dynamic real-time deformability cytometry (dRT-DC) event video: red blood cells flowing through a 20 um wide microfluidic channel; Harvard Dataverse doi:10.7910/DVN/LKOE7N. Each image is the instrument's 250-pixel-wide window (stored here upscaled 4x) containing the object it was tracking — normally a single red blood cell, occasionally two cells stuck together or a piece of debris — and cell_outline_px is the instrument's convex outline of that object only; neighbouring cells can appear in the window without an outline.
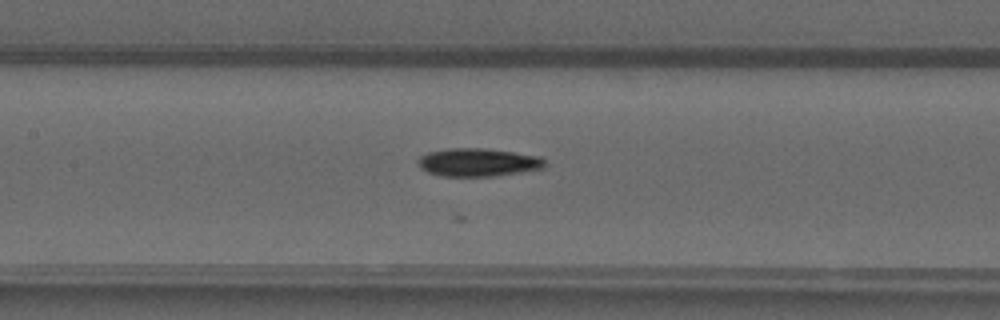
{"species": "common noctule bat (a hibernating species)", "species_latin": "Nyctalus noctula", "temperature_condition": "warm", "stored_images_in_passage": 23, "camera_frame_rate_fps": 3000, "um_per_image_px": 0.085, "animal": {"sex": "male", "forearm_length_mm": 52.5}, "frame": {"image": 1, "passage_image": 8, "time_ms": 2.333, "image_size_px": [1000, 320], "cell_outline_px": [[544, 168], [520, 172], [492, 176], [444, 176], [428, 172], [420, 168], [416, 160], [420, 156], [428, 152], [448, 148], [484, 148], [540, 156], [544, 160]], "centroid_in_image_um": [40.59, 13.79], "position_along_channel_um": 166.8, "area_um2": 20.69}}
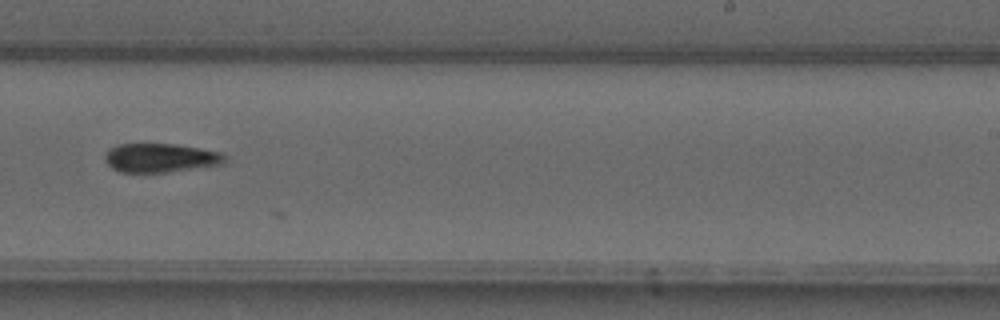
{"frame": {"image": 2, "passage_image": 16, "time_ms": 5.0, "image_size_px": [1000, 320], "cell_outline_px": [[228, 156], [224, 164], [168, 172], [120, 172], [112, 168], [104, 160], [104, 156], [108, 148], [116, 144], [176, 144], [224, 152]], "centroid_in_image_um": [13.67, 13.41], "position_along_channel_um": 275.3, "area_um2": 20.52}}
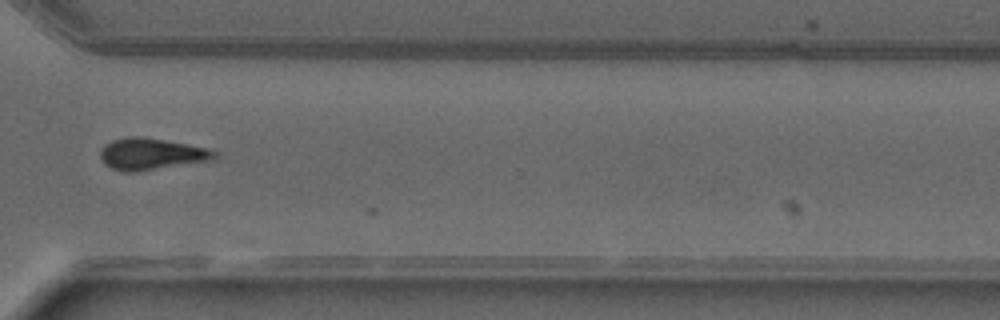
{"frame": {"image": 3, "passage_image": 22, "time_ms": 7.0, "image_size_px": [1000, 320], "cell_outline_px": [[220, 152], [212, 160], [136, 172], [124, 172], [112, 168], [104, 164], [100, 156], [100, 148], [104, 144], [112, 140], [128, 136], [140, 136], [188, 144]], "centroid_in_image_um": [12.82, 13.09], "position_along_channel_um": 357.8, "area_um2": 21.1}}